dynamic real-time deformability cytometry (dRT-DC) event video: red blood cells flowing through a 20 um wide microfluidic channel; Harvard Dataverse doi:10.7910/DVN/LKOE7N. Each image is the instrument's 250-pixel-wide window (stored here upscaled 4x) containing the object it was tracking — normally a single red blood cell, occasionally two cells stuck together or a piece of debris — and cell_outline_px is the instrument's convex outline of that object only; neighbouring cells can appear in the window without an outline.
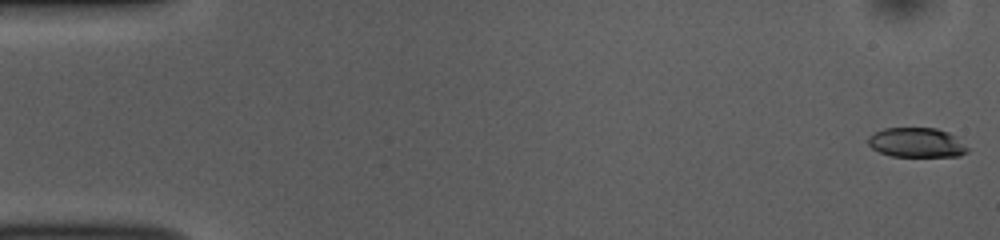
{"species": "common noctule bat (a hibernating species)", "species_latin": "Nyctalus noctula", "temperature_condition": "room temperature", "stored_images_in_passage": 52, "camera_frame_rate_fps": 3000, "um_per_image_px": 0.085, "animal": {"sex": "female", "body_mass_g": 10.0, "forearm_length_mm": 53.1}, "frame": {"image": 1, "passage_image": 1, "time_ms": 0.0, "image_size_px": [1000, 240], "cell_outline_px": [[968, 152], [960, 156], [892, 156], [880, 152], [872, 148], [868, 144], [868, 136], [884, 128], [936, 128], [948, 132], [956, 136], [968, 148]], "centroid_in_image_um": [77.92, 12.12], "position_along_channel_um": 7.1, "area_um2": 17.11}}
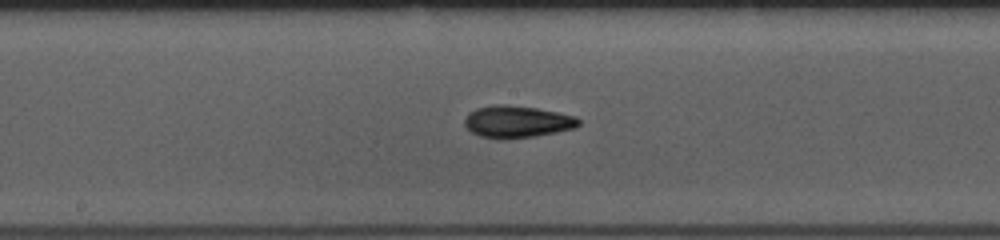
{"frame": {"image": 2, "passage_image": 27, "time_ms": 8.667, "image_size_px": [1000, 240], "cell_outline_px": [[580, 124], [576, 128], [536, 136], [504, 140], [500, 140], [480, 136], [472, 132], [464, 124], [464, 120], [468, 112], [476, 108], [496, 104], [508, 104], [536, 108], [576, 116], [580, 120]], "centroid_in_image_um": [43.94, 10.35], "position_along_channel_um": 204.3, "area_um2": 21.56}}
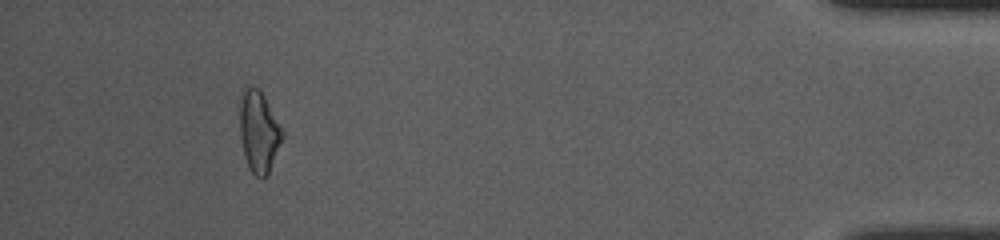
{"frame": {"image": 3, "passage_image": 48, "time_ms": 15.667, "image_size_px": [1000, 240], "cell_outline_px": [[284, 136], [268, 176], [264, 180], [260, 180], [248, 168], [244, 156], [240, 136], [240, 100], [244, 84], [248, 84], [260, 88], [284, 132]], "centroid_in_image_um": [22.0, 11.2], "position_along_channel_um": 413.2, "area_um2": 20.75}, "authors_computed_cell_mechanics": {"area_um2": 19.4497, "velocity_mm_per_s": 3.8827, "shape_relaxation_time_tau1_ms": 3.2582, "shape_relaxation_time_tau2_ms": 6.0594, "deformation_change_tau1": 0.1464, "deformation_change_tau2": 0.152}}